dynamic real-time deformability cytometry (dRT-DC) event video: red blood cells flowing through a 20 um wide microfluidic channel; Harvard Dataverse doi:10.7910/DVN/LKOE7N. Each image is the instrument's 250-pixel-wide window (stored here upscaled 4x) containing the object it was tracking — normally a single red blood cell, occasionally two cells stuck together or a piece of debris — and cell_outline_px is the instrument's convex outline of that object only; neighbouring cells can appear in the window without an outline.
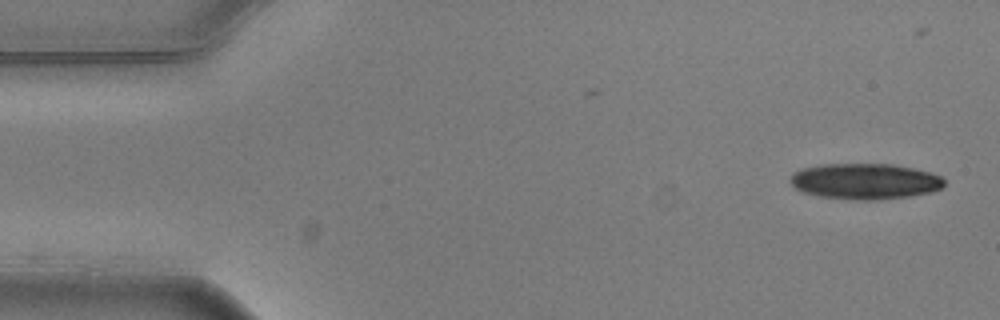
{"species": "common noctule bat (a hibernating species)", "species_latin": "Nyctalus noctula", "temperature_condition": "warm", "stored_images_in_passage": 2, "camera_frame_rate_fps": 3000, "um_per_image_px": 0.085, "animal": {"sex": "male", "body_mass_g": 20.5, "forearm_length_mm": 52.5}, "frame": {"image": 1, "passage_image": 2, "time_ms": 0.333, "image_size_px": [1000, 320], "cell_outline_px": [[944, 188], [932, 192], [912, 196], [876, 200], [852, 200], [820, 196], [804, 192], [796, 188], [788, 180], [792, 172], [804, 168], [820, 164], [892, 164], [932, 172], [940, 176], [944, 180]], "centroid_in_image_um": [73.54, 15.41], "position_along_channel_um": 11.5, "area_um2": 32.43}}